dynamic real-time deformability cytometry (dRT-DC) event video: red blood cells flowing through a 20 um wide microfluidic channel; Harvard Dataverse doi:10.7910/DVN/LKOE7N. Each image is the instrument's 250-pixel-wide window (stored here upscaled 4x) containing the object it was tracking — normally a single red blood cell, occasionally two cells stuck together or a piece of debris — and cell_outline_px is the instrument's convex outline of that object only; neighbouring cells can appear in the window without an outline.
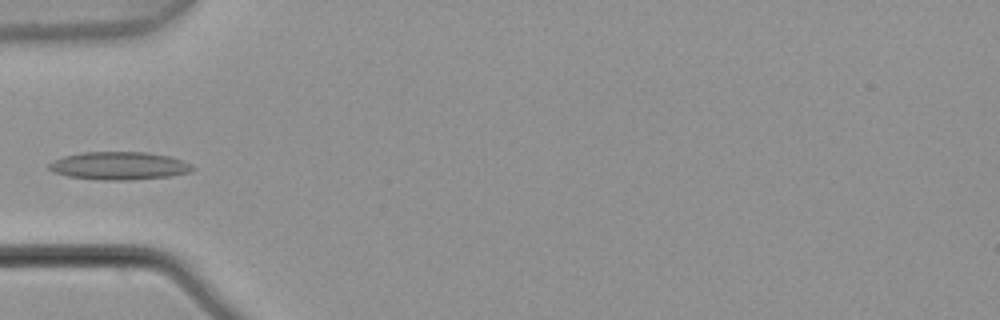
{"species": "common noctule bat (a hibernating species)", "species_latin": "Nyctalus noctula", "temperature_condition": "warm", "stored_images_in_passage": 4, "camera_frame_rate_fps": 3000, "um_per_image_px": 0.085, "animal": {"sex": "male", "body_mass_g": 21.5, "forearm_length_mm": 52.0}, "frame": {"image": 1, "passage_image": 4, "time_ms": 1.0, "image_size_px": [1000, 320], "cell_outline_px": [[196, 168], [192, 172], [172, 176], [128, 180], [104, 180], [68, 176], [52, 172], [48, 168], [48, 164], [52, 160], [64, 156], [80, 152], [144, 152], [168, 156], [192, 164]], "centroid_in_image_um": [10.12, 14.09], "position_along_channel_um": 74.9, "area_um2": 23.47}}